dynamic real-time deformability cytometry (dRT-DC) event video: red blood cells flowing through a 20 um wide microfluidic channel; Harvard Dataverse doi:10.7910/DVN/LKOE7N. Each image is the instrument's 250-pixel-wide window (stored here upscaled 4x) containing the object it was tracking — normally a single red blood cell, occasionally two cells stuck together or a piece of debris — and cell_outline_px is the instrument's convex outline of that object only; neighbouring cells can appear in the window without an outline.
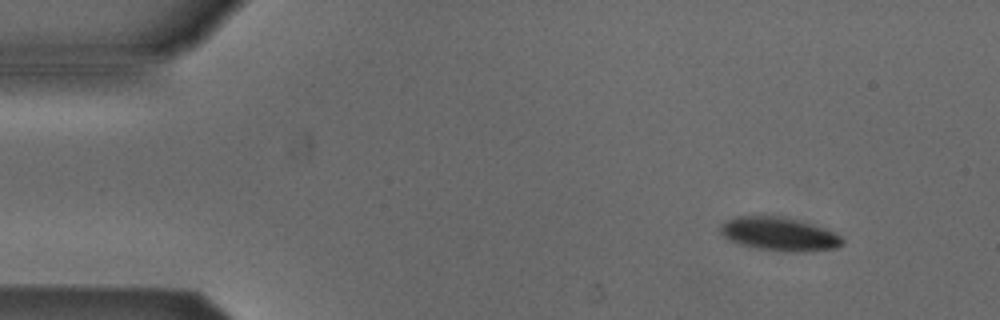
{"species": "Egyptian fruit bat (a non-hibernating species)", "species_latin": "Rousettus aegyptiacus", "temperature_condition": "cold", "stored_images_in_passage": 3, "camera_frame_rate_fps": 3000, "um_per_image_px": 0.085, "animal": {"sex": "male"}, "frame": {"image": 1, "passage_image": 1, "time_ms": 0.0, "image_size_px": [1000, 320], "cell_outline_px": [[844, 244], [836, 248], [808, 252], [776, 252], [756, 248], [740, 244], [728, 240], [720, 232], [720, 228], [728, 220], [736, 216], [772, 216], [796, 220], [824, 228], [840, 236], [844, 240]], "centroid_in_image_um": [66.25, 19.93], "position_along_channel_um": 18.8, "area_um2": 23.7}}